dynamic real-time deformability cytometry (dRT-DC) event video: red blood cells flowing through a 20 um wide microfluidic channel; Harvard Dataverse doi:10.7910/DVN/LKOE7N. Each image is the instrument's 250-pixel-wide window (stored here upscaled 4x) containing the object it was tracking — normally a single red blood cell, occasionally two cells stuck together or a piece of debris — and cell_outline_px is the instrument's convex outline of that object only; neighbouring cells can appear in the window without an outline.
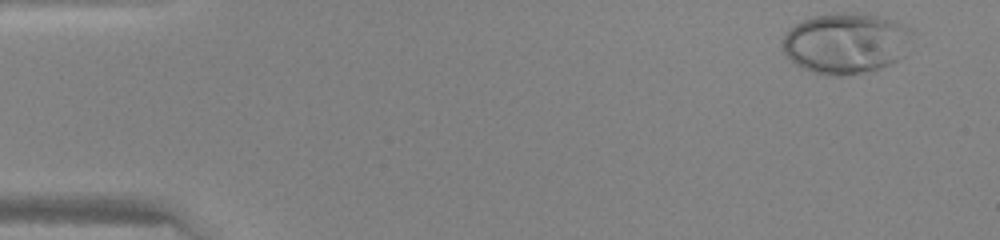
{"species": "human", "species_latin": "Homo sapiens", "temperature_condition": "warm", "stored_images_in_passage": 37, "camera_frame_rate_fps": 3000, "um_per_image_px": 0.085, "donor": {"sex": "female"}, "frame": {"image": 1, "passage_image": 1, "time_ms": 0.0, "image_size_px": [1000, 240], "cell_outline_px": [[916, 32], [904, 56], [892, 64], [880, 68], [844, 76], [832, 76], [816, 72], [804, 68], [796, 64], [784, 52], [784, 36], [796, 24], [812, 16], [840, 12], [860, 12], [880, 16], [896, 20]], "centroid_in_image_um": [72.0, 3.65], "position_along_channel_um": 13.0, "area_um2": 46.18}}
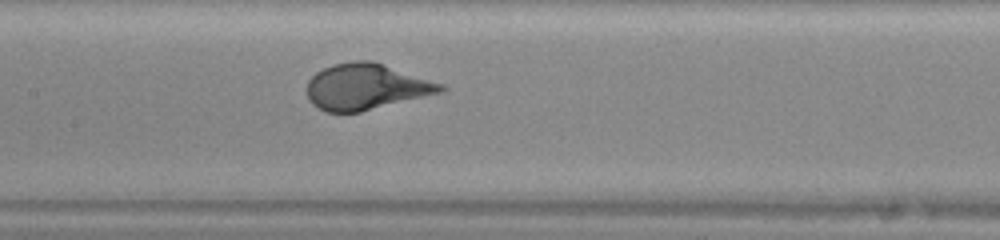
{"frame": {"image": 2, "passage_image": 21, "time_ms": 6.667, "image_size_px": [1000, 240], "cell_outline_px": [[448, 88], [444, 92], [360, 112], [324, 112], [312, 104], [308, 100], [308, 80], [316, 72], [332, 64], [352, 60], [372, 60], [444, 84]], "centroid_in_image_um": [31.14, 7.37], "position_along_channel_um": 176.3, "area_um2": 36.13}}
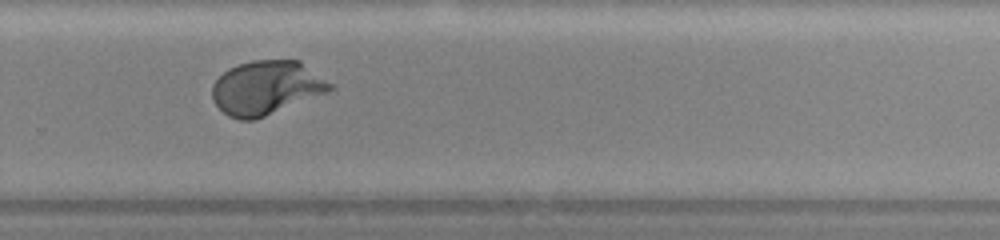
{"frame": {"image": 3, "passage_image": 30, "time_ms": 9.667, "image_size_px": [1000, 240], "cell_outline_px": [[336, 88], [328, 92], [264, 116], [252, 120], [240, 120], [228, 116], [212, 100], [212, 84], [228, 68], [252, 60], [300, 60], [336, 84]], "centroid_in_image_um": [22.69, 7.44], "position_along_channel_um": 307.1, "area_um2": 37.22}}